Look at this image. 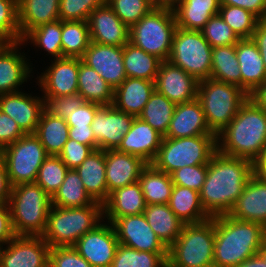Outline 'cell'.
<instances>
[{"label": "cell", "mask_w": 266, "mask_h": 267, "mask_svg": "<svg viewBox=\"0 0 266 267\" xmlns=\"http://www.w3.org/2000/svg\"><path fill=\"white\" fill-rule=\"evenodd\" d=\"M254 174L263 181H266V149L254 163H253Z\"/></svg>", "instance_id": "cell-62"}, {"label": "cell", "mask_w": 266, "mask_h": 267, "mask_svg": "<svg viewBox=\"0 0 266 267\" xmlns=\"http://www.w3.org/2000/svg\"><path fill=\"white\" fill-rule=\"evenodd\" d=\"M215 217L185 224L168 248L167 267H213Z\"/></svg>", "instance_id": "cell-6"}, {"label": "cell", "mask_w": 266, "mask_h": 267, "mask_svg": "<svg viewBox=\"0 0 266 267\" xmlns=\"http://www.w3.org/2000/svg\"><path fill=\"white\" fill-rule=\"evenodd\" d=\"M8 204L0 205V244L7 243L15 237Z\"/></svg>", "instance_id": "cell-57"}, {"label": "cell", "mask_w": 266, "mask_h": 267, "mask_svg": "<svg viewBox=\"0 0 266 267\" xmlns=\"http://www.w3.org/2000/svg\"><path fill=\"white\" fill-rule=\"evenodd\" d=\"M219 9L220 0H180L173 11L177 27L200 31Z\"/></svg>", "instance_id": "cell-31"}, {"label": "cell", "mask_w": 266, "mask_h": 267, "mask_svg": "<svg viewBox=\"0 0 266 267\" xmlns=\"http://www.w3.org/2000/svg\"><path fill=\"white\" fill-rule=\"evenodd\" d=\"M109 224H99L80 237L73 246L92 267L112 265L119 241L112 223Z\"/></svg>", "instance_id": "cell-14"}, {"label": "cell", "mask_w": 266, "mask_h": 267, "mask_svg": "<svg viewBox=\"0 0 266 267\" xmlns=\"http://www.w3.org/2000/svg\"><path fill=\"white\" fill-rule=\"evenodd\" d=\"M113 92L114 89L79 58L78 94L86 102L109 106L113 103Z\"/></svg>", "instance_id": "cell-34"}, {"label": "cell", "mask_w": 266, "mask_h": 267, "mask_svg": "<svg viewBox=\"0 0 266 267\" xmlns=\"http://www.w3.org/2000/svg\"><path fill=\"white\" fill-rule=\"evenodd\" d=\"M100 107L99 104L85 102L68 114L66 122L69 126L91 127L94 116Z\"/></svg>", "instance_id": "cell-54"}, {"label": "cell", "mask_w": 266, "mask_h": 267, "mask_svg": "<svg viewBox=\"0 0 266 267\" xmlns=\"http://www.w3.org/2000/svg\"><path fill=\"white\" fill-rule=\"evenodd\" d=\"M163 137L150 124L135 117L130 130L123 136L117 150L137 156L147 164H151L157 155Z\"/></svg>", "instance_id": "cell-22"}, {"label": "cell", "mask_w": 266, "mask_h": 267, "mask_svg": "<svg viewBox=\"0 0 266 267\" xmlns=\"http://www.w3.org/2000/svg\"><path fill=\"white\" fill-rule=\"evenodd\" d=\"M138 182L147 205L169 203L174 185L170 174L159 171L148 164L142 170Z\"/></svg>", "instance_id": "cell-37"}, {"label": "cell", "mask_w": 266, "mask_h": 267, "mask_svg": "<svg viewBox=\"0 0 266 267\" xmlns=\"http://www.w3.org/2000/svg\"><path fill=\"white\" fill-rule=\"evenodd\" d=\"M220 5H232L246 9L259 20L266 18V0H220Z\"/></svg>", "instance_id": "cell-56"}, {"label": "cell", "mask_w": 266, "mask_h": 267, "mask_svg": "<svg viewBox=\"0 0 266 267\" xmlns=\"http://www.w3.org/2000/svg\"><path fill=\"white\" fill-rule=\"evenodd\" d=\"M87 22L91 42L114 46H124L129 42L130 28L107 3L93 10Z\"/></svg>", "instance_id": "cell-20"}, {"label": "cell", "mask_w": 266, "mask_h": 267, "mask_svg": "<svg viewBox=\"0 0 266 267\" xmlns=\"http://www.w3.org/2000/svg\"><path fill=\"white\" fill-rule=\"evenodd\" d=\"M75 170L84 184L85 191L94 201L103 204L108 199L105 151L101 149L93 150Z\"/></svg>", "instance_id": "cell-29"}, {"label": "cell", "mask_w": 266, "mask_h": 267, "mask_svg": "<svg viewBox=\"0 0 266 267\" xmlns=\"http://www.w3.org/2000/svg\"><path fill=\"white\" fill-rule=\"evenodd\" d=\"M143 214L151 229L168 248L179 237L185 225L168 204L146 205Z\"/></svg>", "instance_id": "cell-32"}, {"label": "cell", "mask_w": 266, "mask_h": 267, "mask_svg": "<svg viewBox=\"0 0 266 267\" xmlns=\"http://www.w3.org/2000/svg\"><path fill=\"white\" fill-rule=\"evenodd\" d=\"M176 28L173 10L153 8L130 28L129 42L162 61H167Z\"/></svg>", "instance_id": "cell-9"}, {"label": "cell", "mask_w": 266, "mask_h": 267, "mask_svg": "<svg viewBox=\"0 0 266 267\" xmlns=\"http://www.w3.org/2000/svg\"><path fill=\"white\" fill-rule=\"evenodd\" d=\"M134 118L135 116L122 112L113 105L101 106L91 124L98 149H117L123 136L130 130Z\"/></svg>", "instance_id": "cell-15"}, {"label": "cell", "mask_w": 266, "mask_h": 267, "mask_svg": "<svg viewBox=\"0 0 266 267\" xmlns=\"http://www.w3.org/2000/svg\"><path fill=\"white\" fill-rule=\"evenodd\" d=\"M90 42L87 21H62L61 45L63 57L81 59Z\"/></svg>", "instance_id": "cell-41"}, {"label": "cell", "mask_w": 266, "mask_h": 267, "mask_svg": "<svg viewBox=\"0 0 266 267\" xmlns=\"http://www.w3.org/2000/svg\"><path fill=\"white\" fill-rule=\"evenodd\" d=\"M249 97L266 111V80Z\"/></svg>", "instance_id": "cell-61"}, {"label": "cell", "mask_w": 266, "mask_h": 267, "mask_svg": "<svg viewBox=\"0 0 266 267\" xmlns=\"http://www.w3.org/2000/svg\"><path fill=\"white\" fill-rule=\"evenodd\" d=\"M212 69L210 78L241 88V72L236 55V45L212 48Z\"/></svg>", "instance_id": "cell-39"}, {"label": "cell", "mask_w": 266, "mask_h": 267, "mask_svg": "<svg viewBox=\"0 0 266 267\" xmlns=\"http://www.w3.org/2000/svg\"><path fill=\"white\" fill-rule=\"evenodd\" d=\"M62 21L57 20L51 23H45L31 30L22 41L34 43L37 47L43 48L55 59L63 58L62 45Z\"/></svg>", "instance_id": "cell-43"}, {"label": "cell", "mask_w": 266, "mask_h": 267, "mask_svg": "<svg viewBox=\"0 0 266 267\" xmlns=\"http://www.w3.org/2000/svg\"><path fill=\"white\" fill-rule=\"evenodd\" d=\"M249 95L237 85L208 78L198 82L200 101L210 130L218 135L236 116Z\"/></svg>", "instance_id": "cell-7"}, {"label": "cell", "mask_w": 266, "mask_h": 267, "mask_svg": "<svg viewBox=\"0 0 266 267\" xmlns=\"http://www.w3.org/2000/svg\"><path fill=\"white\" fill-rule=\"evenodd\" d=\"M3 244H0V254H1V251H2V249H3ZM2 247V248H1Z\"/></svg>", "instance_id": "cell-67"}, {"label": "cell", "mask_w": 266, "mask_h": 267, "mask_svg": "<svg viewBox=\"0 0 266 267\" xmlns=\"http://www.w3.org/2000/svg\"><path fill=\"white\" fill-rule=\"evenodd\" d=\"M200 31L212 48L236 45L240 40L219 14L212 16Z\"/></svg>", "instance_id": "cell-47"}, {"label": "cell", "mask_w": 266, "mask_h": 267, "mask_svg": "<svg viewBox=\"0 0 266 267\" xmlns=\"http://www.w3.org/2000/svg\"><path fill=\"white\" fill-rule=\"evenodd\" d=\"M254 174L253 162L216 151L207 164V175L200 193L205 212L211 217L227 215Z\"/></svg>", "instance_id": "cell-1"}, {"label": "cell", "mask_w": 266, "mask_h": 267, "mask_svg": "<svg viewBox=\"0 0 266 267\" xmlns=\"http://www.w3.org/2000/svg\"><path fill=\"white\" fill-rule=\"evenodd\" d=\"M105 164L108 196L116 189L137 182L142 170L148 165L141 158L117 149L105 151Z\"/></svg>", "instance_id": "cell-21"}, {"label": "cell", "mask_w": 266, "mask_h": 267, "mask_svg": "<svg viewBox=\"0 0 266 267\" xmlns=\"http://www.w3.org/2000/svg\"><path fill=\"white\" fill-rule=\"evenodd\" d=\"M34 134L48 155L58 156L69 139V125L65 119L51 116L43 111Z\"/></svg>", "instance_id": "cell-35"}, {"label": "cell", "mask_w": 266, "mask_h": 267, "mask_svg": "<svg viewBox=\"0 0 266 267\" xmlns=\"http://www.w3.org/2000/svg\"><path fill=\"white\" fill-rule=\"evenodd\" d=\"M0 254V267H49V245L42 236H15Z\"/></svg>", "instance_id": "cell-13"}, {"label": "cell", "mask_w": 266, "mask_h": 267, "mask_svg": "<svg viewBox=\"0 0 266 267\" xmlns=\"http://www.w3.org/2000/svg\"><path fill=\"white\" fill-rule=\"evenodd\" d=\"M219 15L240 39L251 38L259 20L246 9L232 5H220Z\"/></svg>", "instance_id": "cell-45"}, {"label": "cell", "mask_w": 266, "mask_h": 267, "mask_svg": "<svg viewBox=\"0 0 266 267\" xmlns=\"http://www.w3.org/2000/svg\"><path fill=\"white\" fill-rule=\"evenodd\" d=\"M264 243L266 244V225L264 226Z\"/></svg>", "instance_id": "cell-66"}, {"label": "cell", "mask_w": 266, "mask_h": 267, "mask_svg": "<svg viewBox=\"0 0 266 267\" xmlns=\"http://www.w3.org/2000/svg\"><path fill=\"white\" fill-rule=\"evenodd\" d=\"M81 60L94 69L113 89L127 78L123 46L90 42Z\"/></svg>", "instance_id": "cell-16"}, {"label": "cell", "mask_w": 266, "mask_h": 267, "mask_svg": "<svg viewBox=\"0 0 266 267\" xmlns=\"http://www.w3.org/2000/svg\"><path fill=\"white\" fill-rule=\"evenodd\" d=\"M106 4V0H60L59 20L87 21L96 8Z\"/></svg>", "instance_id": "cell-49"}, {"label": "cell", "mask_w": 266, "mask_h": 267, "mask_svg": "<svg viewBox=\"0 0 266 267\" xmlns=\"http://www.w3.org/2000/svg\"><path fill=\"white\" fill-rule=\"evenodd\" d=\"M257 255L264 261V263H266V244L265 243H263Z\"/></svg>", "instance_id": "cell-65"}, {"label": "cell", "mask_w": 266, "mask_h": 267, "mask_svg": "<svg viewBox=\"0 0 266 267\" xmlns=\"http://www.w3.org/2000/svg\"><path fill=\"white\" fill-rule=\"evenodd\" d=\"M79 58L54 59L49 69L39 76L44 96L57 97L78 93Z\"/></svg>", "instance_id": "cell-18"}, {"label": "cell", "mask_w": 266, "mask_h": 267, "mask_svg": "<svg viewBox=\"0 0 266 267\" xmlns=\"http://www.w3.org/2000/svg\"><path fill=\"white\" fill-rule=\"evenodd\" d=\"M44 111L51 116L67 119L68 114L78 108L86 101L78 93L66 96L50 97L44 96Z\"/></svg>", "instance_id": "cell-50"}, {"label": "cell", "mask_w": 266, "mask_h": 267, "mask_svg": "<svg viewBox=\"0 0 266 267\" xmlns=\"http://www.w3.org/2000/svg\"><path fill=\"white\" fill-rule=\"evenodd\" d=\"M198 82L183 69L168 60L162 61L155 79V90L175 104L197 98Z\"/></svg>", "instance_id": "cell-17"}, {"label": "cell", "mask_w": 266, "mask_h": 267, "mask_svg": "<svg viewBox=\"0 0 266 267\" xmlns=\"http://www.w3.org/2000/svg\"><path fill=\"white\" fill-rule=\"evenodd\" d=\"M4 42L0 39V46L3 44Z\"/></svg>", "instance_id": "cell-68"}, {"label": "cell", "mask_w": 266, "mask_h": 267, "mask_svg": "<svg viewBox=\"0 0 266 267\" xmlns=\"http://www.w3.org/2000/svg\"><path fill=\"white\" fill-rule=\"evenodd\" d=\"M155 90V81L127 77L113 92L112 105L127 114L138 117Z\"/></svg>", "instance_id": "cell-27"}, {"label": "cell", "mask_w": 266, "mask_h": 267, "mask_svg": "<svg viewBox=\"0 0 266 267\" xmlns=\"http://www.w3.org/2000/svg\"><path fill=\"white\" fill-rule=\"evenodd\" d=\"M251 38L257 45L266 69V18L258 20Z\"/></svg>", "instance_id": "cell-59"}, {"label": "cell", "mask_w": 266, "mask_h": 267, "mask_svg": "<svg viewBox=\"0 0 266 267\" xmlns=\"http://www.w3.org/2000/svg\"><path fill=\"white\" fill-rule=\"evenodd\" d=\"M68 170L59 156L49 155L39 168L36 183L52 197L63 183Z\"/></svg>", "instance_id": "cell-44"}, {"label": "cell", "mask_w": 266, "mask_h": 267, "mask_svg": "<svg viewBox=\"0 0 266 267\" xmlns=\"http://www.w3.org/2000/svg\"><path fill=\"white\" fill-rule=\"evenodd\" d=\"M22 44L23 41L4 42L0 46V95L18 92V87L30 77L32 68L25 56L18 53L17 46Z\"/></svg>", "instance_id": "cell-23"}, {"label": "cell", "mask_w": 266, "mask_h": 267, "mask_svg": "<svg viewBox=\"0 0 266 267\" xmlns=\"http://www.w3.org/2000/svg\"><path fill=\"white\" fill-rule=\"evenodd\" d=\"M25 133L19 125L7 114L0 111V150L14 143Z\"/></svg>", "instance_id": "cell-55"}, {"label": "cell", "mask_w": 266, "mask_h": 267, "mask_svg": "<svg viewBox=\"0 0 266 267\" xmlns=\"http://www.w3.org/2000/svg\"><path fill=\"white\" fill-rule=\"evenodd\" d=\"M0 39L3 42H20L18 0H0Z\"/></svg>", "instance_id": "cell-48"}, {"label": "cell", "mask_w": 266, "mask_h": 267, "mask_svg": "<svg viewBox=\"0 0 266 267\" xmlns=\"http://www.w3.org/2000/svg\"><path fill=\"white\" fill-rule=\"evenodd\" d=\"M60 0H18V22L22 39L33 29L59 20Z\"/></svg>", "instance_id": "cell-30"}, {"label": "cell", "mask_w": 266, "mask_h": 267, "mask_svg": "<svg viewBox=\"0 0 266 267\" xmlns=\"http://www.w3.org/2000/svg\"><path fill=\"white\" fill-rule=\"evenodd\" d=\"M237 267H266V263L256 254L244 260Z\"/></svg>", "instance_id": "cell-63"}, {"label": "cell", "mask_w": 266, "mask_h": 267, "mask_svg": "<svg viewBox=\"0 0 266 267\" xmlns=\"http://www.w3.org/2000/svg\"><path fill=\"white\" fill-rule=\"evenodd\" d=\"M168 205L184 224L200 223L211 218L202 206L200 193L187 187L173 185Z\"/></svg>", "instance_id": "cell-33"}, {"label": "cell", "mask_w": 266, "mask_h": 267, "mask_svg": "<svg viewBox=\"0 0 266 267\" xmlns=\"http://www.w3.org/2000/svg\"><path fill=\"white\" fill-rule=\"evenodd\" d=\"M168 253L138 251L119 244L111 267H167Z\"/></svg>", "instance_id": "cell-42"}, {"label": "cell", "mask_w": 266, "mask_h": 267, "mask_svg": "<svg viewBox=\"0 0 266 267\" xmlns=\"http://www.w3.org/2000/svg\"><path fill=\"white\" fill-rule=\"evenodd\" d=\"M93 151L90 146L68 139L62 152L58 155L69 169H76Z\"/></svg>", "instance_id": "cell-53"}, {"label": "cell", "mask_w": 266, "mask_h": 267, "mask_svg": "<svg viewBox=\"0 0 266 267\" xmlns=\"http://www.w3.org/2000/svg\"><path fill=\"white\" fill-rule=\"evenodd\" d=\"M264 243V226L221 215L215 217L214 267H237Z\"/></svg>", "instance_id": "cell-3"}, {"label": "cell", "mask_w": 266, "mask_h": 267, "mask_svg": "<svg viewBox=\"0 0 266 267\" xmlns=\"http://www.w3.org/2000/svg\"><path fill=\"white\" fill-rule=\"evenodd\" d=\"M11 193V185L8 180V173L5 162L0 155V205L8 204Z\"/></svg>", "instance_id": "cell-60"}, {"label": "cell", "mask_w": 266, "mask_h": 267, "mask_svg": "<svg viewBox=\"0 0 266 267\" xmlns=\"http://www.w3.org/2000/svg\"><path fill=\"white\" fill-rule=\"evenodd\" d=\"M174 185L201 191L207 175V164L185 166L171 174Z\"/></svg>", "instance_id": "cell-51"}, {"label": "cell", "mask_w": 266, "mask_h": 267, "mask_svg": "<svg viewBox=\"0 0 266 267\" xmlns=\"http://www.w3.org/2000/svg\"><path fill=\"white\" fill-rule=\"evenodd\" d=\"M216 140L221 154L254 163L266 149V111L249 97Z\"/></svg>", "instance_id": "cell-2"}, {"label": "cell", "mask_w": 266, "mask_h": 267, "mask_svg": "<svg viewBox=\"0 0 266 267\" xmlns=\"http://www.w3.org/2000/svg\"><path fill=\"white\" fill-rule=\"evenodd\" d=\"M123 60L127 77L155 81L161 59L128 42L123 46Z\"/></svg>", "instance_id": "cell-36"}, {"label": "cell", "mask_w": 266, "mask_h": 267, "mask_svg": "<svg viewBox=\"0 0 266 267\" xmlns=\"http://www.w3.org/2000/svg\"><path fill=\"white\" fill-rule=\"evenodd\" d=\"M229 216L266 225V181L253 174L237 198Z\"/></svg>", "instance_id": "cell-24"}, {"label": "cell", "mask_w": 266, "mask_h": 267, "mask_svg": "<svg viewBox=\"0 0 266 267\" xmlns=\"http://www.w3.org/2000/svg\"><path fill=\"white\" fill-rule=\"evenodd\" d=\"M49 267H92L73 246L52 247L49 251Z\"/></svg>", "instance_id": "cell-52"}, {"label": "cell", "mask_w": 266, "mask_h": 267, "mask_svg": "<svg viewBox=\"0 0 266 267\" xmlns=\"http://www.w3.org/2000/svg\"><path fill=\"white\" fill-rule=\"evenodd\" d=\"M106 3L128 28L154 8L149 0H106Z\"/></svg>", "instance_id": "cell-46"}, {"label": "cell", "mask_w": 266, "mask_h": 267, "mask_svg": "<svg viewBox=\"0 0 266 267\" xmlns=\"http://www.w3.org/2000/svg\"><path fill=\"white\" fill-rule=\"evenodd\" d=\"M11 187L36 182L39 168L49 156L39 138L25 134L14 143L0 150Z\"/></svg>", "instance_id": "cell-11"}, {"label": "cell", "mask_w": 266, "mask_h": 267, "mask_svg": "<svg viewBox=\"0 0 266 267\" xmlns=\"http://www.w3.org/2000/svg\"><path fill=\"white\" fill-rule=\"evenodd\" d=\"M180 0H149L154 8H167L173 10Z\"/></svg>", "instance_id": "cell-64"}, {"label": "cell", "mask_w": 266, "mask_h": 267, "mask_svg": "<svg viewBox=\"0 0 266 267\" xmlns=\"http://www.w3.org/2000/svg\"><path fill=\"white\" fill-rule=\"evenodd\" d=\"M198 135H215L207 125L200 101L176 104L169 124L167 138H185Z\"/></svg>", "instance_id": "cell-25"}, {"label": "cell", "mask_w": 266, "mask_h": 267, "mask_svg": "<svg viewBox=\"0 0 266 267\" xmlns=\"http://www.w3.org/2000/svg\"><path fill=\"white\" fill-rule=\"evenodd\" d=\"M69 139L90 146L93 150L98 149L91 127L69 126Z\"/></svg>", "instance_id": "cell-58"}, {"label": "cell", "mask_w": 266, "mask_h": 267, "mask_svg": "<svg viewBox=\"0 0 266 267\" xmlns=\"http://www.w3.org/2000/svg\"><path fill=\"white\" fill-rule=\"evenodd\" d=\"M212 47L201 31L175 29L168 61L180 67L197 81L210 78Z\"/></svg>", "instance_id": "cell-10"}, {"label": "cell", "mask_w": 266, "mask_h": 267, "mask_svg": "<svg viewBox=\"0 0 266 267\" xmlns=\"http://www.w3.org/2000/svg\"><path fill=\"white\" fill-rule=\"evenodd\" d=\"M176 104L156 90L150 95L142 113L138 116L163 136L166 135Z\"/></svg>", "instance_id": "cell-40"}, {"label": "cell", "mask_w": 266, "mask_h": 267, "mask_svg": "<svg viewBox=\"0 0 266 267\" xmlns=\"http://www.w3.org/2000/svg\"><path fill=\"white\" fill-rule=\"evenodd\" d=\"M236 55L241 72V88L250 95L266 80L263 59L252 38L237 42Z\"/></svg>", "instance_id": "cell-26"}, {"label": "cell", "mask_w": 266, "mask_h": 267, "mask_svg": "<svg viewBox=\"0 0 266 267\" xmlns=\"http://www.w3.org/2000/svg\"><path fill=\"white\" fill-rule=\"evenodd\" d=\"M0 111L11 117L25 134H33L44 111V101L21 91L1 94Z\"/></svg>", "instance_id": "cell-19"}, {"label": "cell", "mask_w": 266, "mask_h": 267, "mask_svg": "<svg viewBox=\"0 0 266 267\" xmlns=\"http://www.w3.org/2000/svg\"><path fill=\"white\" fill-rule=\"evenodd\" d=\"M146 202L137 181L111 192L103 203V212L109 223H113L119 217L143 214Z\"/></svg>", "instance_id": "cell-28"}, {"label": "cell", "mask_w": 266, "mask_h": 267, "mask_svg": "<svg viewBox=\"0 0 266 267\" xmlns=\"http://www.w3.org/2000/svg\"><path fill=\"white\" fill-rule=\"evenodd\" d=\"M119 244L151 253H168V247L151 229L144 214L119 217L112 223Z\"/></svg>", "instance_id": "cell-12"}, {"label": "cell", "mask_w": 266, "mask_h": 267, "mask_svg": "<svg viewBox=\"0 0 266 267\" xmlns=\"http://www.w3.org/2000/svg\"><path fill=\"white\" fill-rule=\"evenodd\" d=\"M216 135H198L185 138L163 137L161 146L151 165L171 174L185 166L208 164L217 151Z\"/></svg>", "instance_id": "cell-8"}, {"label": "cell", "mask_w": 266, "mask_h": 267, "mask_svg": "<svg viewBox=\"0 0 266 267\" xmlns=\"http://www.w3.org/2000/svg\"><path fill=\"white\" fill-rule=\"evenodd\" d=\"M103 217V204L98 201L86 207L51 206L42 237L50 248L74 246L80 237L101 224Z\"/></svg>", "instance_id": "cell-4"}, {"label": "cell", "mask_w": 266, "mask_h": 267, "mask_svg": "<svg viewBox=\"0 0 266 267\" xmlns=\"http://www.w3.org/2000/svg\"><path fill=\"white\" fill-rule=\"evenodd\" d=\"M93 202L75 169L67 171L63 183L51 197L52 206L62 208L86 207Z\"/></svg>", "instance_id": "cell-38"}, {"label": "cell", "mask_w": 266, "mask_h": 267, "mask_svg": "<svg viewBox=\"0 0 266 267\" xmlns=\"http://www.w3.org/2000/svg\"><path fill=\"white\" fill-rule=\"evenodd\" d=\"M8 205L16 236H42L46 230L51 197L36 182L11 187Z\"/></svg>", "instance_id": "cell-5"}]
</instances>
